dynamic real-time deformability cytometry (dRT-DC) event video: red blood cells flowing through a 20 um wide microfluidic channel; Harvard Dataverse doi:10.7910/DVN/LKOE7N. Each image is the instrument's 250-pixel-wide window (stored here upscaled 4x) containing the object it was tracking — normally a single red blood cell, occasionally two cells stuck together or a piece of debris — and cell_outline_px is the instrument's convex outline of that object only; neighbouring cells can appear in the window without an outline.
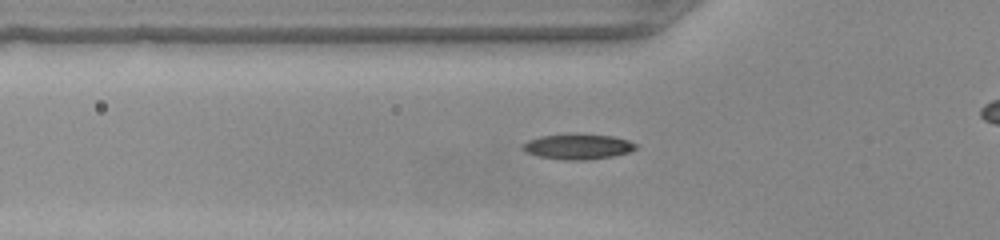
{"species": "common noctule bat (a hibernating species)", "species_latin": "Nyctalus noctula", "temperature_condition": "warm", "stored_images_in_passage": 26, "camera_frame_rate_fps": 3000, "um_per_image_px": 0.085, "animal": {"sex": "female", "body_mass_g": 22.0, "forearm_length_mm": 56.7}, "frame": {"image": 1, "passage_image": 2, "time_ms": 0.333, "image_size_px": [1000, 240], "cell_outline_px": [[636, 148], [628, 152], [612, 156], [588, 160], [564, 160], [536, 156], [520, 148], [528, 140], [540, 136], [612, 136], [628, 140], [636, 144]], "centroid_in_image_um": [49.1, 12.5], "position_along_channel_um": 76.7, "area_um2": 15.95}}
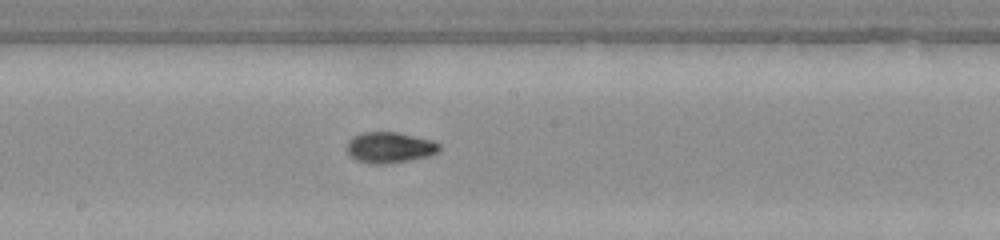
{"frame": {"image": 2, "passage_image": 12, "time_ms": 3.667, "image_size_px": [1000, 240], "cell_outline_px": [[440, 152], [428, 156], [388, 164], [368, 164], [356, 160], [348, 156], [348, 140], [352, 136], [360, 132], [396, 132], [432, 140], [440, 144]], "centroid_in_image_um": [33.1, 12.54], "position_along_channel_um": 215.1, "area_um2": 16.82}}
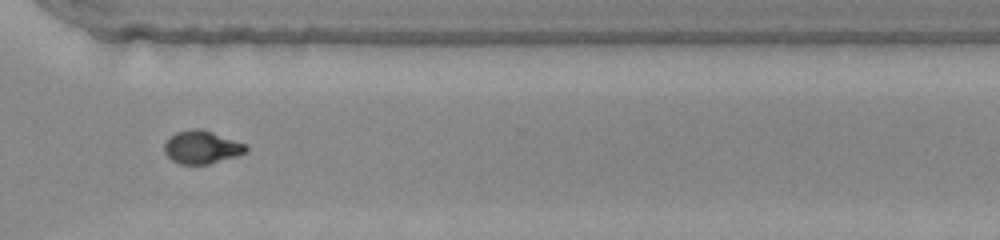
{"frame": {"image": 3, "passage_image": 22, "time_ms": 7.0, "image_size_px": [1000, 240], "cell_outline_px": [[248, 148], [244, 152], [236, 156], [208, 164], [180, 164], [172, 160], [164, 152], [164, 144], [176, 132], [192, 128], [200, 128], [212, 132], [244, 144]], "centroid_in_image_um": [17.11, 12.51], "position_along_channel_um": 353.5, "area_um2": 15.37}}